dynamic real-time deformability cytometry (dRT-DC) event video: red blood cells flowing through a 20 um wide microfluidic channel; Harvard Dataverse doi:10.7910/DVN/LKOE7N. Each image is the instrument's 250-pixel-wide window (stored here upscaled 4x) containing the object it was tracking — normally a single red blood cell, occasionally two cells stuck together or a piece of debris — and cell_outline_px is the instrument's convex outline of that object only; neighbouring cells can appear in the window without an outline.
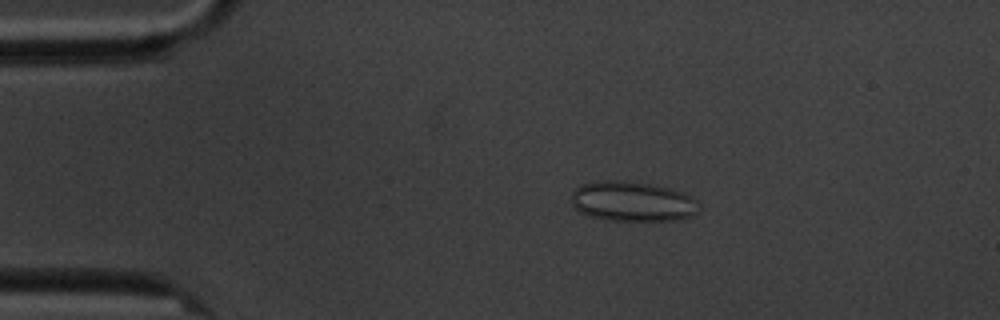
{"species": "common noctule bat (a hibernating species)", "species_latin": "Nyctalus noctula", "temperature_condition": "cold", "stored_images_in_passage": 6, "camera_frame_rate_fps": 3000, "um_per_image_px": 0.085, "animal": {"sex": "male", "body_mass_g": 20.1, "forearm_length_mm": 53.5}, "frame": {"image": 1, "passage_image": 4, "time_ms": 3.333, "image_size_px": [1000, 320], "cell_outline_px": [[696, 212], [692, 216], [676, 220], [604, 220], [588, 216], [580, 212], [572, 204], [572, 192], [580, 184], [596, 180], [624, 180], [652, 184], [684, 192], [696, 200]], "centroid_in_image_um": [53.7, 17.11], "position_along_channel_um": 31.3, "area_um2": 29.82}}
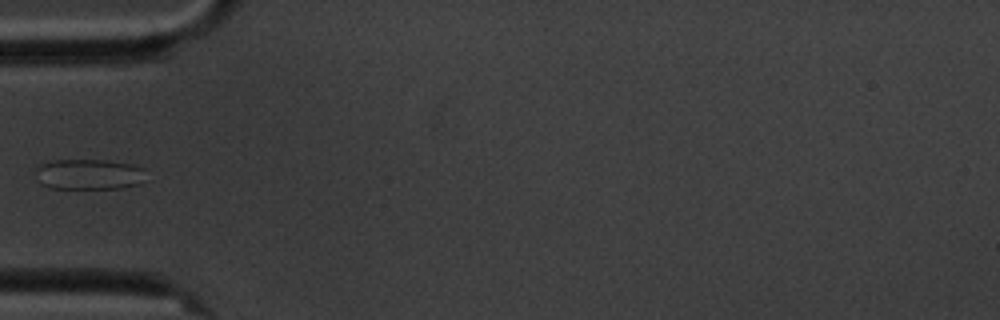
{"frame": {"image": 2, "passage_image": 6, "time_ms": 6.0, "image_size_px": [1000, 320], "cell_outline_px": [[144, 168], [140, 184], [124, 188], [52, 188], [40, 184], [36, 180], [36, 168], [40, 164], [52, 160], [108, 160], [132, 164]], "centroid_in_image_um": [7.51, 14.81], "position_along_channel_um": 77.5, "area_um2": 19.71}}